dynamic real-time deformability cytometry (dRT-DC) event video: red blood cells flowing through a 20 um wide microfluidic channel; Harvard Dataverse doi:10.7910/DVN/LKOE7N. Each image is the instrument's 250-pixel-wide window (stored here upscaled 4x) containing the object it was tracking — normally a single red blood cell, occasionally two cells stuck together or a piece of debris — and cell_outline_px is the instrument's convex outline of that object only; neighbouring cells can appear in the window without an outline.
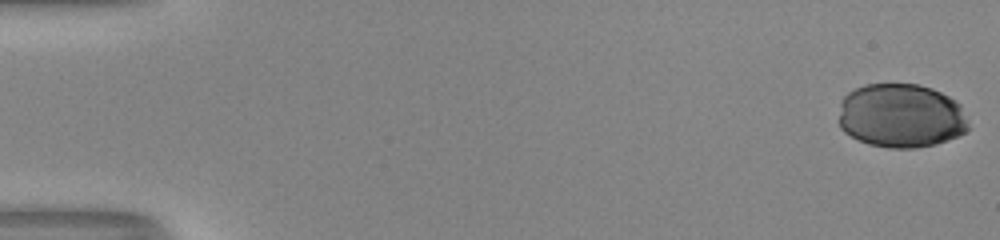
{"species": "human", "species_latin": "Homo sapiens", "temperature_condition": "room temperature", "stored_images_in_passage": 43, "camera_frame_rate_fps": 3000, "um_per_image_px": 0.085, "donor": {"sex": "male"}, "frame": {"image": 1, "passage_image": 1, "time_ms": 0.0, "image_size_px": [1000, 240], "cell_outline_px": [[968, 128], [964, 132], [948, 140], [936, 144], [916, 148], [888, 148], [868, 144], [844, 132], [840, 128], [840, 104], [844, 96], [848, 92], [864, 84], [916, 84], [932, 88], [956, 100], [960, 104], [968, 120]], "centroid_in_image_um": [76.59, 9.84], "position_along_channel_um": 8.4, "area_um2": 48.61}}
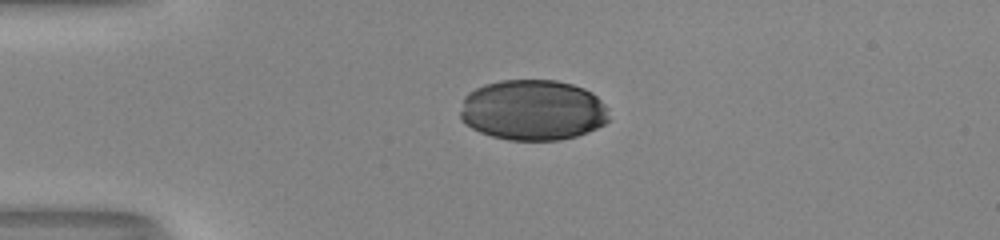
{"frame": {"image": 2, "passage_image": 14, "time_ms": 4.333, "image_size_px": [1000, 240], "cell_outline_px": [[608, 120], [604, 124], [588, 132], [576, 136], [560, 140], [508, 140], [492, 136], [480, 132], [464, 124], [460, 120], [460, 112], [464, 96], [468, 92], [484, 84], [500, 80], [556, 80], [572, 84], [584, 88], [592, 92], [608, 108]], "centroid_in_image_um": [45.27, 9.35], "position_along_channel_um": 39.7, "area_um2": 52.94}}
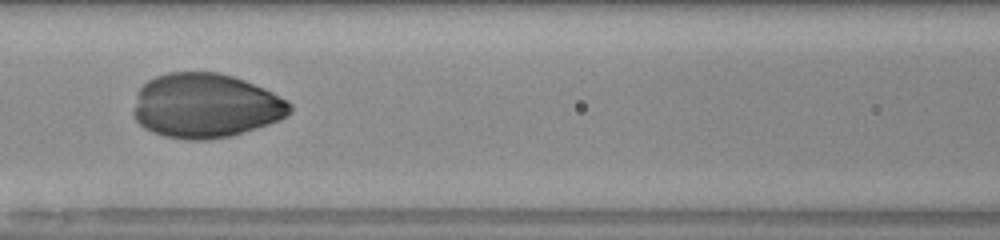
{"frame": {"image": 3, "passage_image": 25, "time_ms": 8.0, "image_size_px": [1000, 240], "cell_outline_px": [[292, 112], [288, 116], [280, 120], [256, 128], [228, 136], [208, 140], [188, 140], [164, 136], [152, 132], [144, 128], [136, 120], [132, 112], [136, 92], [148, 80], [156, 76], [168, 72], [220, 72], [244, 80], [264, 88], [288, 100], [292, 104]], "centroid_in_image_um": [17.46, 8.98], "position_along_channel_um": 149.1, "area_um2": 59.13}}